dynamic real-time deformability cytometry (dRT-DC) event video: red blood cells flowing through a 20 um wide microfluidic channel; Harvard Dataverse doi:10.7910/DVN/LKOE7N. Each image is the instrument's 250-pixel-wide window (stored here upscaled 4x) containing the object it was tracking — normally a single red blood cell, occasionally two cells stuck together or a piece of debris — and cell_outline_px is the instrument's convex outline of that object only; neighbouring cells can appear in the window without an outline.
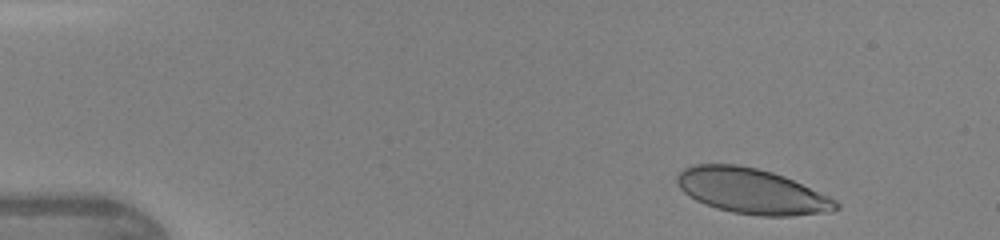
{"species": "human", "species_latin": "Homo sapiens", "temperature_condition": "warm", "stored_images_in_passage": 39, "camera_frame_rate_fps": 3000, "um_per_image_px": 0.085, "donor": {"sex": "female"}, "frame": {"image": 1, "passage_image": 3, "time_ms": 0.667, "image_size_px": [1000, 240], "cell_outline_px": [[840, 208], [832, 212], [792, 216], [760, 216], [732, 212], [716, 208], [704, 204], [688, 196], [680, 188], [676, 180], [676, 176], [684, 168], [696, 164], [736, 164], [756, 168], [772, 172], [784, 176], [828, 196], [836, 200], [840, 204]], "centroid_in_image_um": [63.9, 16.26], "position_along_channel_um": 21.1, "area_um2": 42.02}}
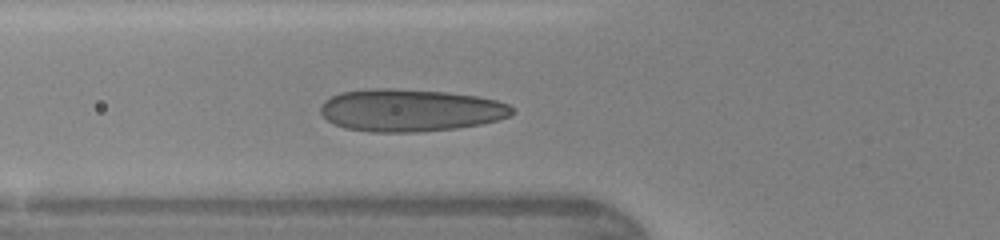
{"frame": {"image": 2, "passage_image": 15, "time_ms": 4.667, "image_size_px": [1000, 240], "cell_outline_px": [[516, 112], [508, 116], [496, 120], [480, 124], [456, 128], [420, 132], [372, 132], [344, 128], [328, 120], [320, 112], [320, 104], [324, 100], [340, 92], [372, 88], [392, 88], [448, 92], [476, 96], [496, 100], [508, 104]], "centroid_in_image_um": [34.84, 9.37], "position_along_channel_um": 91.0, "area_um2": 47.45}}
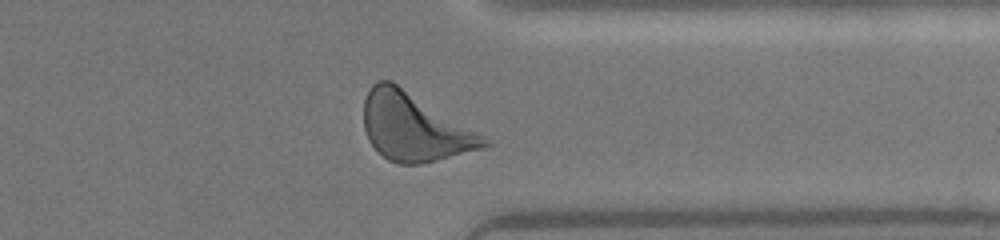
{"frame": {"image": 3, "passage_image": 35, "time_ms": 11.333, "image_size_px": [1000, 240], "cell_outline_px": [[492, 144], [484, 148], [420, 164], [400, 164], [388, 160], [368, 140], [364, 128], [364, 100], [368, 88], [372, 84], [380, 80], [392, 80], [480, 132], [492, 140]], "centroid_in_image_um": [35.24, 10.78], "position_along_channel_um": 376.2, "area_um2": 47.8}, "authors_computed_cell_mechanics": {"area_um2": 43.928, "velocity_mm_per_s": 4.2912, "shape_relaxation_time_tau1_ms": 2.2728, "shape_relaxation_time_tau2_ms": null, "deformation_change_tau1": 0.1348, "deformation_change_tau2": null}}